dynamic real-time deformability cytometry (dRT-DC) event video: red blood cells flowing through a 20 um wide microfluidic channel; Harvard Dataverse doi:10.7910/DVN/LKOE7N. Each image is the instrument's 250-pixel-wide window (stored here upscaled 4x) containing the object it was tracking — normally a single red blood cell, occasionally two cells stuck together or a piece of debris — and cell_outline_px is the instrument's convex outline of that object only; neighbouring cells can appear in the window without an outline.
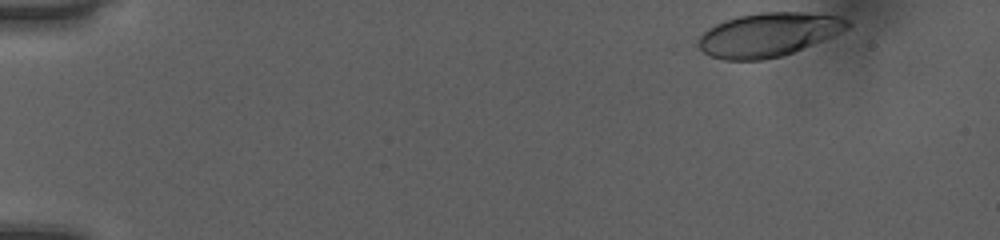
{"species": "human", "species_latin": "Homo sapiens", "temperature_condition": "room temperature", "stored_images_in_passage": 41, "camera_frame_rate_fps": 3000, "um_per_image_px": 0.085, "donor": {"sex": "female"}, "frame": {"image": 1, "passage_image": 1, "time_ms": 0.0, "image_size_px": [1000, 240], "cell_outline_px": [[852, 24], [848, 28], [832, 36], [792, 52], [780, 56], [764, 60], [724, 60], [708, 56], [692, 44], [708, 28], [724, 20], [736, 16], [760, 12], [804, 12], [840, 16], [848, 20]], "centroid_in_image_um": [65.24, 2.94], "position_along_channel_um": 19.8, "area_um2": 38.32}}
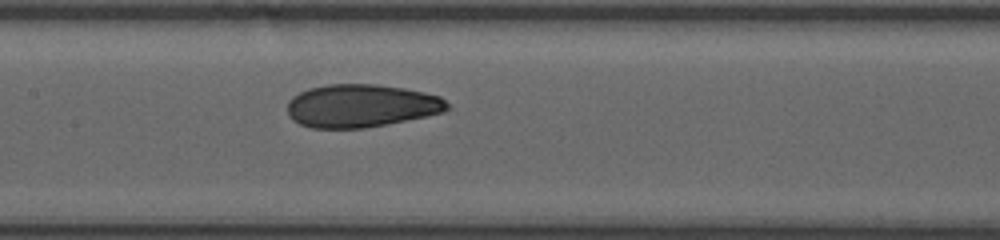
{"frame": {"image": 2, "passage_image": 22, "time_ms": 7.0, "image_size_px": [1000, 240], "cell_outline_px": [[452, 108], [444, 112], [428, 116], [388, 124], [364, 128], [312, 128], [300, 124], [292, 120], [288, 112], [288, 100], [292, 96], [308, 88], [328, 84], [376, 84], [404, 88], [424, 92], [440, 96]], "centroid_in_image_um": [30.71, 8.99], "position_along_channel_um": 176.7, "area_um2": 40.34}}
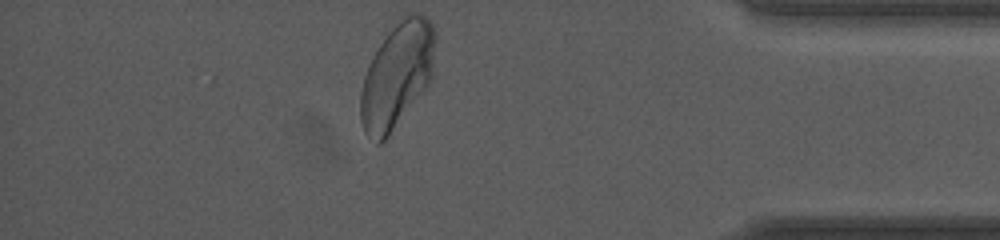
{"frame": {"image": 3, "passage_image": 41, "time_ms": 13.333, "image_size_px": [1000, 240], "cell_outline_px": [[436, 40], [432, 76], [428, 84], [388, 136], [380, 144], [376, 144], [364, 132], [360, 120], [360, 92], [364, 76], [372, 56], [388, 32], [400, 16], [408, 12], [420, 12], [432, 24], [436, 32]], "centroid_in_image_um": [33.74, 6.35], "position_along_channel_um": 401.5, "area_um2": 46.01}, "authors_computed_cell_mechanics": {"area_um2": 40.171, "velocity_mm_per_s": 4.0222, "shape_relaxation_time_tau1_ms": 5.924, "shape_relaxation_time_tau2_ms": 1.1086, "deformation_change_tau1": 0.1805, "deformation_change_tau2": 0.062}}